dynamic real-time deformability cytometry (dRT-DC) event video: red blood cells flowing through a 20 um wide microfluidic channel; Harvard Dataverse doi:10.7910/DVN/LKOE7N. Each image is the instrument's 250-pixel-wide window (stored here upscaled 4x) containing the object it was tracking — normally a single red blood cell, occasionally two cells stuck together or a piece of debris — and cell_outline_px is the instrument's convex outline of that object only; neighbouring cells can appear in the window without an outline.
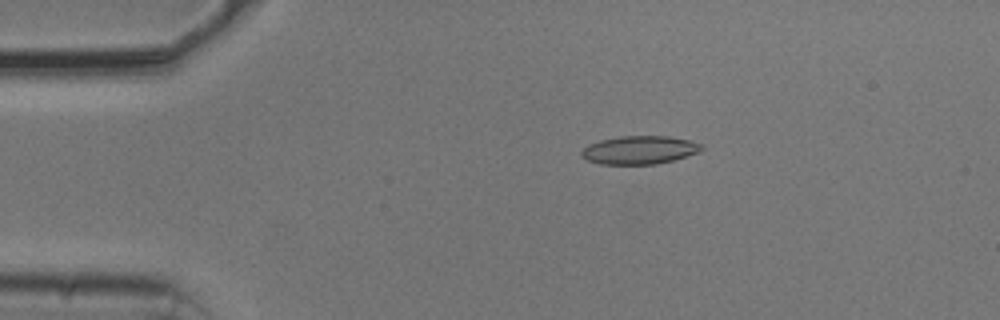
{"species": "common noctule bat (a hibernating species)", "species_latin": "Nyctalus noctula", "temperature_condition": "cold", "stored_images_in_passage": 54, "camera_frame_rate_fps": 3000, "um_per_image_px": 0.085, "animal": {"sex": "male", "body_mass_g": 20.5, "forearm_length_mm": 52.5}, "frame": {"image": 1, "passage_image": 10, "time_ms": 3.0, "image_size_px": [1000, 320], "cell_outline_px": [[704, 148], [696, 152], [672, 160], [656, 164], [600, 164], [588, 160], [580, 156], [580, 152], [588, 144], [600, 140], [620, 136], [668, 136], [688, 140], [704, 144]], "centroid_in_image_um": [54.32, 12.74], "position_along_channel_um": 30.7, "area_um2": 19.65}}
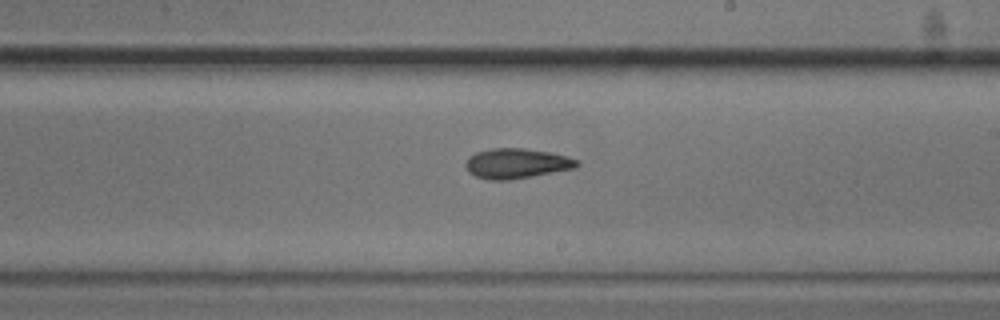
{"frame": {"image": 2, "passage_image": 31, "time_ms": 10.0, "image_size_px": [1000, 320], "cell_outline_px": [[580, 164], [572, 168], [532, 176], [508, 180], [488, 180], [476, 176], [468, 172], [464, 164], [468, 156], [476, 152], [492, 148], [524, 148], [548, 152], [564, 156], [576, 160]], "centroid_in_image_um": [43.81, 13.89], "position_along_channel_um": 245.2, "area_um2": 19.25}}
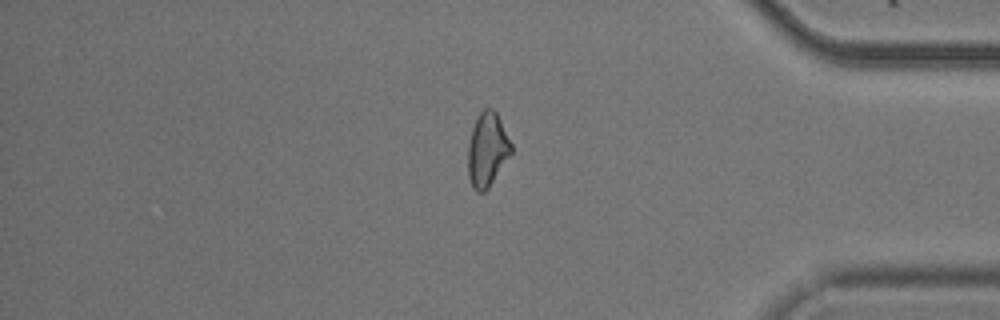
{"frame": {"image": 3, "passage_image": 45, "time_ms": 14.667, "image_size_px": [1000, 320], "cell_outline_px": [[512, 152], [488, 188], [484, 192], [476, 192], [472, 188], [468, 176], [468, 144], [472, 128], [480, 112], [484, 108], [492, 108], [496, 112], [512, 144]], "centroid_in_image_um": [41.4, 12.73], "position_along_channel_um": 393.8, "area_um2": 18.55}, "authors_computed_cell_mechanics": {"area_um2": 19.4497, "velocity_mm_per_s": 3.7422, "shape_relaxation_time_tau1_ms": 5.5454, "shape_relaxation_time_tau2_ms": 4.8875, "deformation_change_tau1": 0.1085, "deformation_change_tau2": 0.114}}